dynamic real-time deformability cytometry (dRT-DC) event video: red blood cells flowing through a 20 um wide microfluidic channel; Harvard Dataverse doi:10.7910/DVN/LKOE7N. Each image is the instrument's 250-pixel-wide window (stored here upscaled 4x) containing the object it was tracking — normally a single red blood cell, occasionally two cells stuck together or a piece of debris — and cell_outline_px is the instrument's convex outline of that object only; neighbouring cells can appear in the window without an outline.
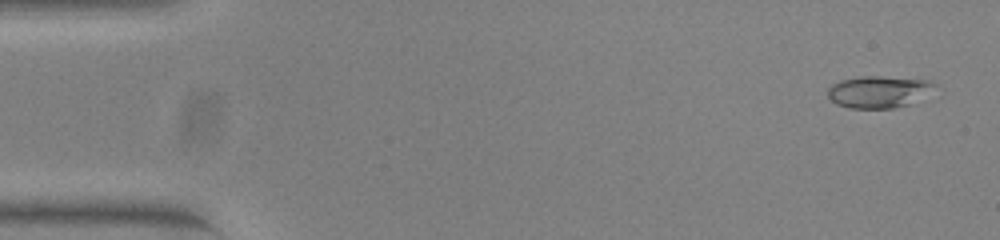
{"species": "common noctule bat (a hibernating species)", "species_latin": "Nyctalus noctula", "temperature_condition": "warm", "stored_images_in_passage": 52, "camera_frame_rate_fps": 3000, "um_per_image_px": 0.085, "animal": {"sex": "female", "body_mass_g": 23.0, "forearm_length_mm": 53.4}, "frame": {"image": 1, "passage_image": 2, "time_ms": 0.333, "image_size_px": [1000, 240], "cell_outline_px": [[936, 84], [912, 104], [892, 108], [848, 108], [836, 104], [828, 96], [828, 88], [832, 84], [840, 80], [860, 76], [880, 76], [932, 80]], "centroid_in_image_um": [74.64, 7.79], "position_along_channel_um": 10.4, "area_um2": 19.77}}
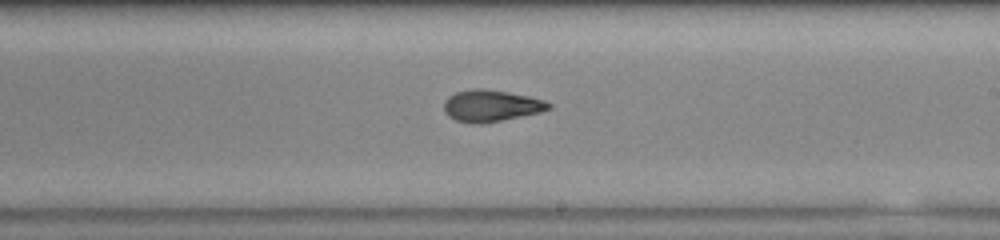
{"frame": {"image": 2, "passage_image": 30, "time_ms": 9.667, "image_size_px": [1000, 240], "cell_outline_px": [[552, 108], [540, 112], [500, 120], [456, 120], [448, 116], [444, 112], [444, 100], [448, 96], [456, 92], [472, 88], [480, 88], [508, 92], [528, 96], [544, 100], [552, 104]], "centroid_in_image_um": [41.76, 8.93], "position_along_channel_um": 247.2, "area_um2": 18.55}}
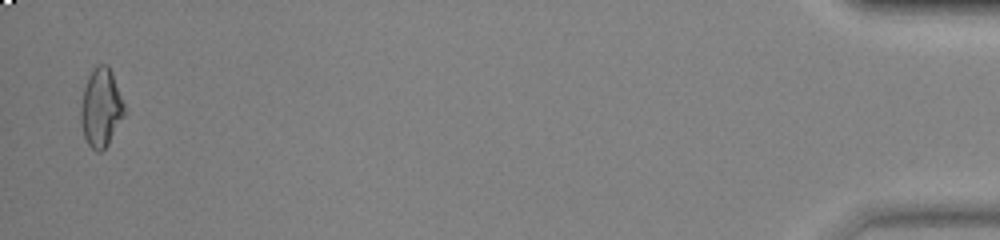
{"frame": {"image": 3, "passage_image": 51, "time_ms": 16.667, "image_size_px": [1000, 240], "cell_outline_px": [[124, 116], [108, 144], [100, 152], [96, 152], [88, 144], [84, 136], [80, 120], [80, 108], [84, 88], [88, 76], [92, 68], [96, 64], [104, 64], [112, 72], [124, 104]], "centroid_in_image_um": [8.56, 9.15], "position_along_channel_um": 426.6, "area_um2": 19.83}, "authors_computed_cell_mechanics": {"area_um2": 18.9295, "velocity_mm_per_s": 3.909, "shape_relaxation_time_tau1_ms": 4.4241, "shape_relaxation_time_tau2_ms": 2.084, "deformation_change_tau1": 0.1851, "deformation_change_tau2": 0.0832}}